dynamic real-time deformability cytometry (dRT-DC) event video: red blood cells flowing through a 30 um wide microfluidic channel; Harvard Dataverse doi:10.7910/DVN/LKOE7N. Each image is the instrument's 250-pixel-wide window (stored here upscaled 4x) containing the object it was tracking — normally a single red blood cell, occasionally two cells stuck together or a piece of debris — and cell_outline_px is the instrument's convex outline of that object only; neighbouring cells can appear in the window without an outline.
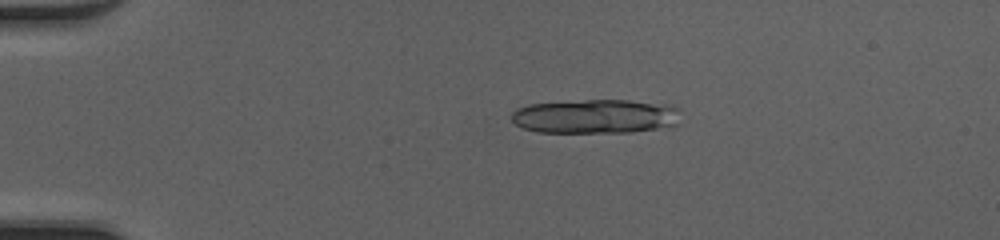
{"species": "common noctule bat (a hibernating species)", "species_latin": "Nyctalus noctula", "temperature_condition": "cold", "stored_images_in_passage": 19, "camera_frame_rate_fps": 3000, "um_per_image_px": 0.085, "animal": {"sex": "female", "body_mass_g": 20.0, "forearm_length_mm": 54.0}, "frame": {"image": 1, "passage_image": 11, "time_ms": 3.333, "image_size_px": [1000, 240], "cell_outline_px": [[680, 124], [632, 132], [536, 132], [524, 128], [516, 124], [512, 120], [512, 112], [516, 108], [528, 104], [584, 100], [628, 100], [672, 104], [680, 108]], "centroid_in_image_um": [50.67, 9.88], "position_along_channel_um": 34.3, "area_um2": 34.04}}